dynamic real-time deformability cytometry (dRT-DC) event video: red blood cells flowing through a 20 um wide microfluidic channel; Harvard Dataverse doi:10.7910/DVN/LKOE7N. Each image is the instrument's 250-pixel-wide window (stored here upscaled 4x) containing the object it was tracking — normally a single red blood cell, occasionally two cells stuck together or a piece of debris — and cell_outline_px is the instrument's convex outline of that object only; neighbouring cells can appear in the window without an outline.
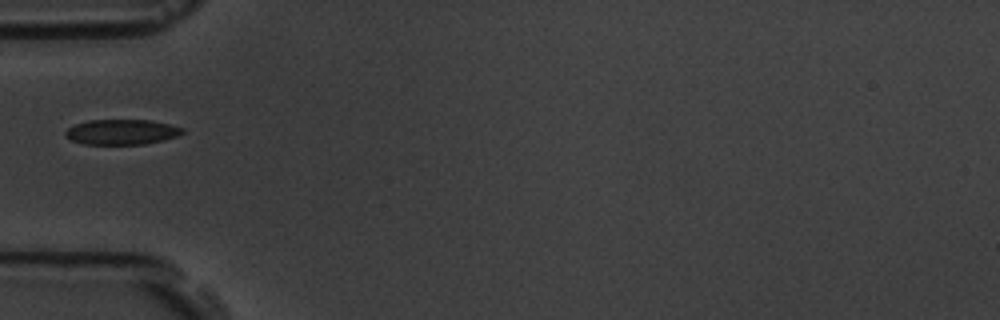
{"species": "common noctule bat (a hibernating species)", "species_latin": "Nyctalus noctula", "temperature_condition": "room temperature", "stored_images_in_passage": 6, "camera_frame_rate_fps": 3000, "um_per_image_px": 0.085, "animal": {"sex": "male", "body_mass_g": 19.5, "forearm_length_mm": 54.6}, "frame": {"image": 1, "passage_image": 1, "time_ms": 0.0, "image_size_px": [1000, 320], "cell_outline_px": [[184, 132], [176, 136], [144, 144], [84, 144], [72, 140], [64, 136], [64, 132], [68, 128], [76, 124], [88, 120], [152, 120], [184, 128]], "centroid_in_image_um": [10.31, 11.21], "position_along_channel_um": 74.7, "area_um2": 17.05}}
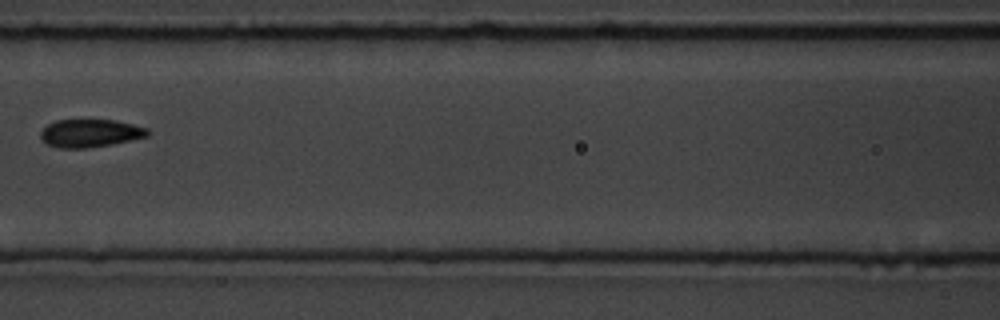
{"frame": {"image": 2, "passage_image": 3, "time_ms": 2.333, "image_size_px": [1000, 320], "cell_outline_px": [[152, 132], [148, 136], [112, 144], [84, 148], [60, 148], [48, 144], [40, 136], [40, 132], [48, 124], [56, 120], [116, 120], [148, 128]], "centroid_in_image_um": [7.7, 11.31], "position_along_channel_um": 158.9, "area_um2": 17.34}}
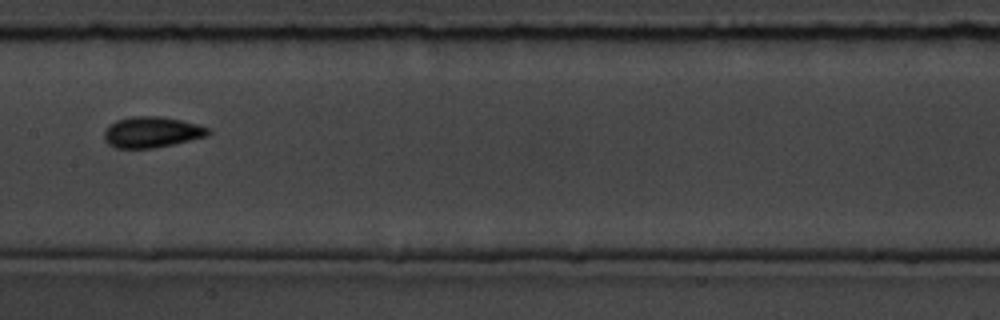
{"frame": {"image": 3, "passage_image": 4, "time_ms": 3.333, "image_size_px": [1000, 320], "cell_outline_px": [[212, 132], [208, 136], [172, 144], [152, 148], [116, 148], [108, 144], [104, 140], [104, 132], [116, 120], [132, 116], [160, 116], [180, 120], [196, 124], [208, 128]], "centroid_in_image_um": [12.9, 11.23], "position_along_channel_um": 194.5, "area_um2": 18.55}}